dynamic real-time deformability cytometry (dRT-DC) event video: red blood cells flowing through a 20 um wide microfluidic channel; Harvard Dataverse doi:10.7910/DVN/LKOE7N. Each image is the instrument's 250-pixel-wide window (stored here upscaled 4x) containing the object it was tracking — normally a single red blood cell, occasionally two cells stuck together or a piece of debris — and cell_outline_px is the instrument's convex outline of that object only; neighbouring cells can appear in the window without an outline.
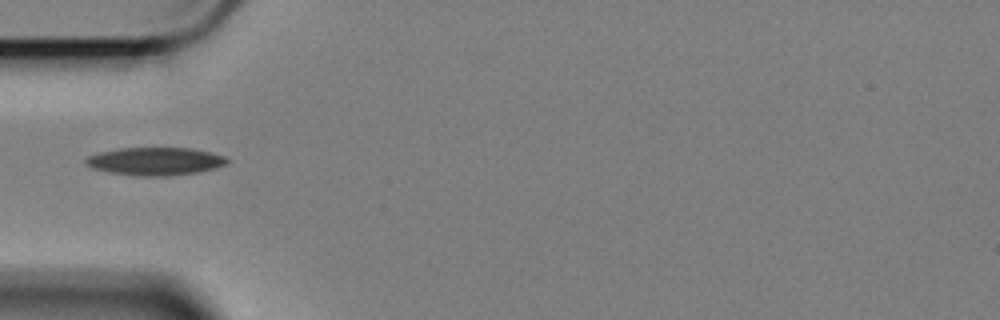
{"species": "Egyptian fruit bat (a non-hibernating species)", "species_latin": "Rousettus aegyptiacus", "temperature_condition": "cold", "stored_images_in_passage": 41, "camera_frame_rate_fps": 3000, "um_per_image_px": 0.085, "animal": {"sex": "female"}, "frame": {"image": 1, "passage_image": 1, "time_ms": 0.0, "image_size_px": [1000, 320], "cell_outline_px": [[228, 164], [216, 168], [196, 172], [168, 176], [136, 176], [108, 172], [92, 168], [84, 160], [88, 156], [100, 152], [120, 148], [192, 148], [224, 156], [228, 160]], "centroid_in_image_um": [13.19, 13.71], "position_along_channel_um": 71.8, "area_um2": 22.89}}
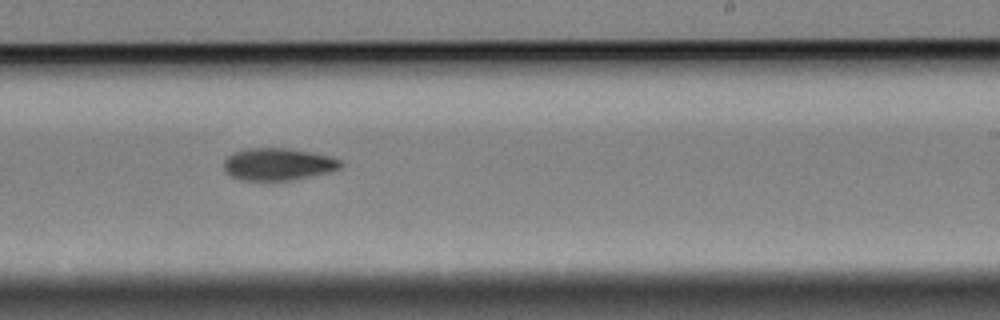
{"frame": {"image": 2, "passage_image": 18, "time_ms": 5.667, "image_size_px": [1000, 320], "cell_outline_px": [[344, 164], [340, 168], [328, 172], [292, 180], [240, 180], [228, 176], [224, 172], [224, 160], [232, 152], [248, 148], [288, 148], [312, 152], [332, 156], [340, 160]], "centroid_in_image_um": [23.61, 13.95], "position_along_channel_um": 265.4, "area_um2": 22.2}}
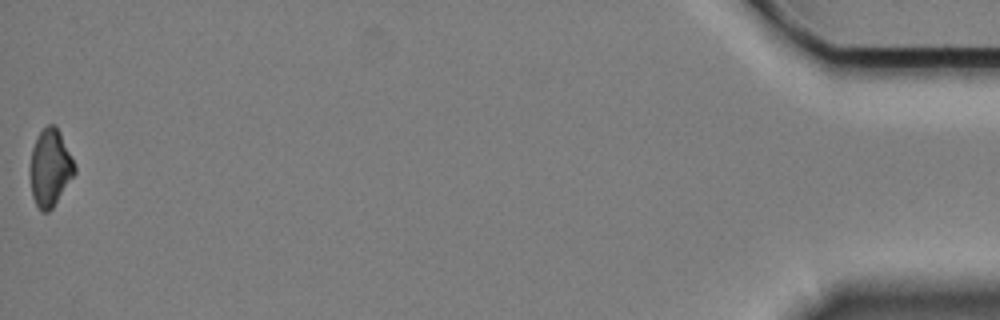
{"frame": {"image": 3, "passage_image": 41, "time_ms": 13.333, "image_size_px": [1000, 320], "cell_outline_px": [[76, 172], [52, 208], [48, 212], [40, 212], [32, 196], [28, 172], [28, 168], [32, 148], [40, 132], [48, 124], [52, 124], [60, 132], [76, 164]], "centroid_in_image_um": [4.24, 14.29], "position_along_channel_um": 431.0, "area_um2": 20.23}}